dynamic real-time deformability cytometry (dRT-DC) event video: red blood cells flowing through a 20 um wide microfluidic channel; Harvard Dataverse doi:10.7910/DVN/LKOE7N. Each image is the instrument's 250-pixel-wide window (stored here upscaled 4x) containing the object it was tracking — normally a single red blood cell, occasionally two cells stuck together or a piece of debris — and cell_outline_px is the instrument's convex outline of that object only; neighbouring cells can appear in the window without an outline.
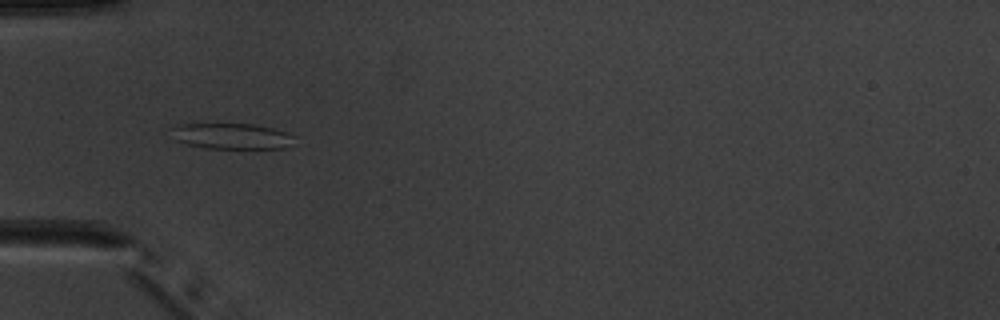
{"species": "common noctule bat (a hibernating species)", "species_latin": "Nyctalus noctula", "temperature_condition": "warm", "stored_images_in_passage": 6, "camera_frame_rate_fps": 3000, "um_per_image_px": 0.085, "animal": {"sex": "male", "body_mass_g": 20.1, "forearm_length_mm": 53.5}, "frame": {"image": 1, "passage_image": 5, "time_ms": 4.667, "image_size_px": [1000, 320], "cell_outline_px": [[296, 136], [292, 144], [284, 148], [204, 148], [188, 144], [176, 140], [172, 128], [176, 124], [252, 124], [272, 128]], "centroid_in_image_um": [19.72, 11.57], "position_along_channel_um": 65.3, "area_um2": 18.26}}
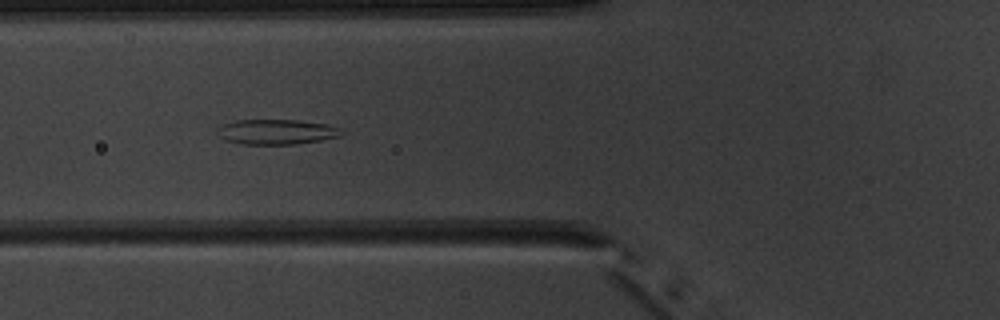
{"frame": {"image": 2, "passage_image": 6, "time_ms": 5.667, "image_size_px": [1000, 320], "cell_outline_px": [[348, 132], [340, 136], [320, 140], [296, 144], [244, 144], [224, 140], [216, 132], [216, 128], [224, 124], [236, 120], [300, 120], [328, 124], [340, 128]], "centroid_in_image_um": [23.54, 11.2], "position_along_channel_um": 102.3, "area_um2": 18.32}}